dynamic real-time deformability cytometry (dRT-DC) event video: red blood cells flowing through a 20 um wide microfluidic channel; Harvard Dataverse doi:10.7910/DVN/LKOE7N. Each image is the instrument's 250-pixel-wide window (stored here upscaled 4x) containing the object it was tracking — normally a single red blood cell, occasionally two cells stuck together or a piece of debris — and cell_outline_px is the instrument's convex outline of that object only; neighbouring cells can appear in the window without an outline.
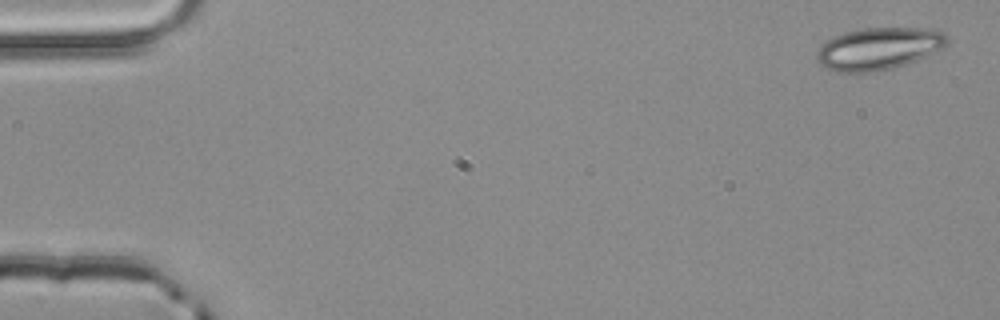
{"species": "common noctule bat (a hibernating species)", "species_latin": "Nyctalus noctula", "temperature_condition": "room temperature", "stored_images_in_passage": 5, "camera_frame_rate_fps": 3000, "um_per_image_px": 0.085, "animal": {"sex": "male", "body_mass_g": 20.4}, "frame": {"image": 1, "passage_image": 1, "time_ms": 0.0, "image_size_px": [1000, 320], "cell_outline_px": [[948, 44], [916, 60], [892, 68], [876, 72], [836, 72], [824, 68], [820, 64], [816, 56], [816, 52], [820, 44], [844, 32], [864, 28], [936, 28], [944, 32], [948, 36]], "centroid_in_image_um": [74.67, 4.12], "position_along_channel_um": 10.3, "area_um2": 32.14}}